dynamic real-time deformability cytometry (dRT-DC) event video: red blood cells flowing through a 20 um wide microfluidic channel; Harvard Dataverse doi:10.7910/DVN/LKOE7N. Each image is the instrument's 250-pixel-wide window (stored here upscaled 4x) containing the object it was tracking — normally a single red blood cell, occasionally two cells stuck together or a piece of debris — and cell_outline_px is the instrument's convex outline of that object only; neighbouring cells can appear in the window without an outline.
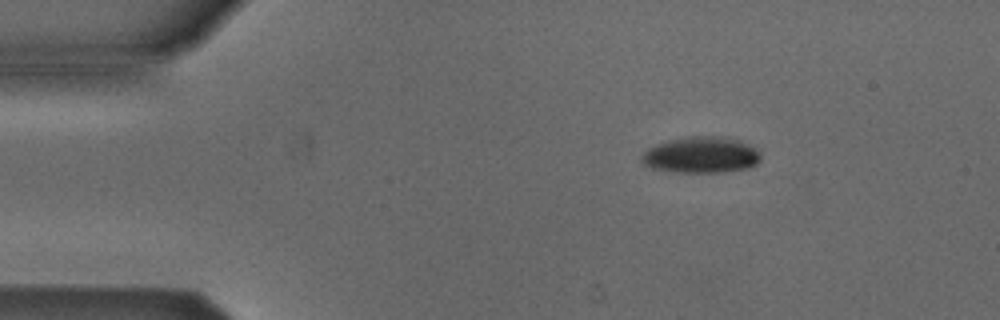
{"species": "Egyptian fruit bat (a non-hibernating species)", "species_latin": "Rousettus aegyptiacus", "temperature_condition": "cold", "stored_images_in_passage": 5, "camera_frame_rate_fps": 3000, "um_per_image_px": 0.085, "animal": {"sex": "male"}, "frame": {"image": 1, "passage_image": 3, "time_ms": 2.333, "image_size_px": [1000, 320], "cell_outline_px": [[760, 160], [756, 164], [748, 168], [716, 172], [676, 172], [652, 168], [644, 164], [640, 160], [640, 156], [648, 148], [656, 144], [668, 140], [684, 136], [728, 136], [740, 140], [756, 148], [760, 152]], "centroid_in_image_um": [59.59, 13.15], "position_along_channel_um": 25.4, "area_um2": 25.37}}
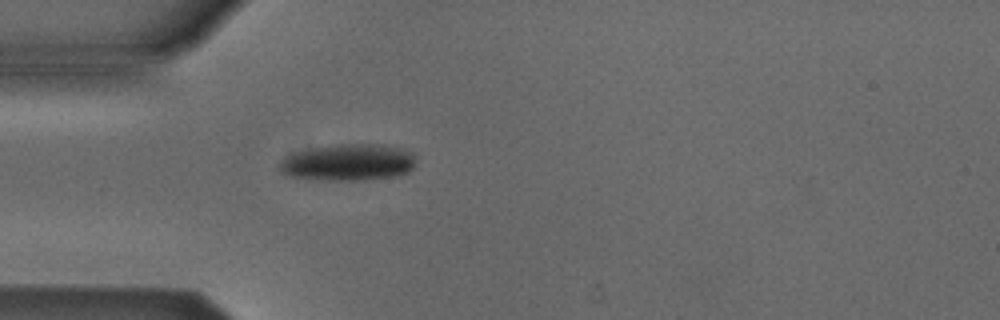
{"frame": {"image": 2, "passage_image": 5, "time_ms": 4.667, "image_size_px": [1000, 320], "cell_outline_px": [[416, 164], [408, 172], [396, 176], [364, 180], [312, 180], [288, 176], [280, 172], [280, 164], [284, 156], [296, 152], [316, 148], [340, 144], [380, 144], [404, 148], [412, 152], [416, 160]], "centroid_in_image_um": [29.63, 13.81], "position_along_channel_um": 55.4, "area_um2": 29.42}}